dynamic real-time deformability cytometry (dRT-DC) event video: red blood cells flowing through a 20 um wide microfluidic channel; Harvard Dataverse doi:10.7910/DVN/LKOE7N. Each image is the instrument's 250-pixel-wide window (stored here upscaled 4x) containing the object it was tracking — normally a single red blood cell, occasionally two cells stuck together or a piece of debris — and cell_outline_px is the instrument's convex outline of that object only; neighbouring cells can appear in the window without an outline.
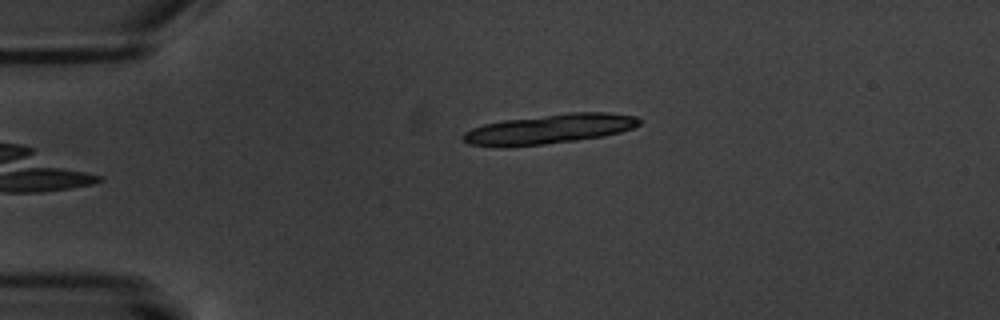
{"species": "common noctule bat (a hibernating species)", "species_latin": "Nyctalus noctula", "temperature_condition": "warm", "stored_images_in_passage": 5, "camera_frame_rate_fps": 3000, "um_per_image_px": 0.085, "animal": {"sex": "male", "body_mass_g": 20.1, "forearm_length_mm": 53.5}, "frame": {"image": 1, "passage_image": 5, "time_ms": 5.333, "image_size_px": [1000, 320], "cell_outline_px": [[640, 124], [632, 128], [620, 132], [604, 136], [576, 140], [544, 144], [508, 148], [496, 148], [468, 144], [460, 136], [464, 132], [472, 128], [484, 124], [504, 120], [568, 112], [608, 112], [636, 116], [640, 120]], "centroid_in_image_um": [46.64, 10.98], "position_along_channel_um": 38.4, "area_um2": 30.81}}